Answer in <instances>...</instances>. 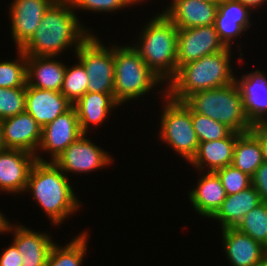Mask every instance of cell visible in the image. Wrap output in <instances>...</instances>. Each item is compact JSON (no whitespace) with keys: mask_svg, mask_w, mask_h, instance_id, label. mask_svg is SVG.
Instances as JSON below:
<instances>
[{"mask_svg":"<svg viewBox=\"0 0 267 266\" xmlns=\"http://www.w3.org/2000/svg\"><path fill=\"white\" fill-rule=\"evenodd\" d=\"M81 25L69 0H55L21 50L26 56L57 57L64 49L74 46L76 52L91 35L90 30Z\"/></svg>","mask_w":267,"mask_h":266,"instance_id":"obj_1","label":"cell"},{"mask_svg":"<svg viewBox=\"0 0 267 266\" xmlns=\"http://www.w3.org/2000/svg\"><path fill=\"white\" fill-rule=\"evenodd\" d=\"M203 56L180 66L175 76L165 83L166 95L175 101L183 102L189 95L229 85L235 82L231 69V49Z\"/></svg>","mask_w":267,"mask_h":266,"instance_id":"obj_2","label":"cell"},{"mask_svg":"<svg viewBox=\"0 0 267 266\" xmlns=\"http://www.w3.org/2000/svg\"><path fill=\"white\" fill-rule=\"evenodd\" d=\"M69 178L53 162L36 161L29 173L26 191L44 210L53 225H58L79 209Z\"/></svg>","mask_w":267,"mask_h":266,"instance_id":"obj_3","label":"cell"},{"mask_svg":"<svg viewBox=\"0 0 267 266\" xmlns=\"http://www.w3.org/2000/svg\"><path fill=\"white\" fill-rule=\"evenodd\" d=\"M148 22L140 34V44L133 45V48L146 65L163 82L166 80L168 83L178 70V28L163 12Z\"/></svg>","mask_w":267,"mask_h":266,"instance_id":"obj_4","label":"cell"},{"mask_svg":"<svg viewBox=\"0 0 267 266\" xmlns=\"http://www.w3.org/2000/svg\"><path fill=\"white\" fill-rule=\"evenodd\" d=\"M183 102L193 113L218 121L233 132L246 133L253 126L245 115L243 99L235 82L191 94Z\"/></svg>","mask_w":267,"mask_h":266,"instance_id":"obj_5","label":"cell"},{"mask_svg":"<svg viewBox=\"0 0 267 266\" xmlns=\"http://www.w3.org/2000/svg\"><path fill=\"white\" fill-rule=\"evenodd\" d=\"M163 81L131 47L114 45V99L121 105L143 96Z\"/></svg>","mask_w":267,"mask_h":266,"instance_id":"obj_6","label":"cell"},{"mask_svg":"<svg viewBox=\"0 0 267 266\" xmlns=\"http://www.w3.org/2000/svg\"><path fill=\"white\" fill-rule=\"evenodd\" d=\"M163 91L166 104L161 112L159 138L190 162L199 145L191 120V110L184 102L172 100L166 95V90Z\"/></svg>","mask_w":267,"mask_h":266,"instance_id":"obj_7","label":"cell"},{"mask_svg":"<svg viewBox=\"0 0 267 266\" xmlns=\"http://www.w3.org/2000/svg\"><path fill=\"white\" fill-rule=\"evenodd\" d=\"M76 55L88 76V92L114 96V45L105 47L98 37L90 35Z\"/></svg>","mask_w":267,"mask_h":266,"instance_id":"obj_8","label":"cell"},{"mask_svg":"<svg viewBox=\"0 0 267 266\" xmlns=\"http://www.w3.org/2000/svg\"><path fill=\"white\" fill-rule=\"evenodd\" d=\"M81 135L72 142L53 163L66 175L67 172L88 173L111 164L113 159L108 152Z\"/></svg>","mask_w":267,"mask_h":266,"instance_id":"obj_9","label":"cell"},{"mask_svg":"<svg viewBox=\"0 0 267 266\" xmlns=\"http://www.w3.org/2000/svg\"><path fill=\"white\" fill-rule=\"evenodd\" d=\"M214 25L178 29L177 66L224 50Z\"/></svg>","mask_w":267,"mask_h":266,"instance_id":"obj_10","label":"cell"},{"mask_svg":"<svg viewBox=\"0 0 267 266\" xmlns=\"http://www.w3.org/2000/svg\"><path fill=\"white\" fill-rule=\"evenodd\" d=\"M3 141L7 149H20L35 155L36 161L46 162L37 152L42 127L26 111L1 120Z\"/></svg>","mask_w":267,"mask_h":266,"instance_id":"obj_11","label":"cell"},{"mask_svg":"<svg viewBox=\"0 0 267 266\" xmlns=\"http://www.w3.org/2000/svg\"><path fill=\"white\" fill-rule=\"evenodd\" d=\"M83 133L74 106L42 127L41 141L37 151H48L53 162L72 142Z\"/></svg>","mask_w":267,"mask_h":266,"instance_id":"obj_12","label":"cell"},{"mask_svg":"<svg viewBox=\"0 0 267 266\" xmlns=\"http://www.w3.org/2000/svg\"><path fill=\"white\" fill-rule=\"evenodd\" d=\"M55 0H13L10 4L11 34L17 50L34 35L50 5Z\"/></svg>","mask_w":267,"mask_h":266,"instance_id":"obj_13","label":"cell"},{"mask_svg":"<svg viewBox=\"0 0 267 266\" xmlns=\"http://www.w3.org/2000/svg\"><path fill=\"white\" fill-rule=\"evenodd\" d=\"M35 162V155L24 150L6 149L0 152V190L9 193L24 192Z\"/></svg>","mask_w":267,"mask_h":266,"instance_id":"obj_14","label":"cell"},{"mask_svg":"<svg viewBox=\"0 0 267 266\" xmlns=\"http://www.w3.org/2000/svg\"><path fill=\"white\" fill-rule=\"evenodd\" d=\"M219 1L172 0L163 13L178 29L214 25Z\"/></svg>","mask_w":267,"mask_h":266,"instance_id":"obj_15","label":"cell"},{"mask_svg":"<svg viewBox=\"0 0 267 266\" xmlns=\"http://www.w3.org/2000/svg\"><path fill=\"white\" fill-rule=\"evenodd\" d=\"M72 106L73 104L61 92L38 89L26 84L25 111L41 127L52 122Z\"/></svg>","mask_w":267,"mask_h":266,"instance_id":"obj_16","label":"cell"},{"mask_svg":"<svg viewBox=\"0 0 267 266\" xmlns=\"http://www.w3.org/2000/svg\"><path fill=\"white\" fill-rule=\"evenodd\" d=\"M235 83L243 99V108L252 125L265 123L267 117V77L261 70L250 72Z\"/></svg>","mask_w":267,"mask_h":266,"instance_id":"obj_17","label":"cell"},{"mask_svg":"<svg viewBox=\"0 0 267 266\" xmlns=\"http://www.w3.org/2000/svg\"><path fill=\"white\" fill-rule=\"evenodd\" d=\"M249 10L253 11L240 1L219 0L214 26L226 47L252 25Z\"/></svg>","mask_w":267,"mask_h":266,"instance_id":"obj_18","label":"cell"},{"mask_svg":"<svg viewBox=\"0 0 267 266\" xmlns=\"http://www.w3.org/2000/svg\"><path fill=\"white\" fill-rule=\"evenodd\" d=\"M14 233L13 243L22 255V266H45L53 239L47 233L35 232L22 225H11L9 222L6 232Z\"/></svg>","mask_w":267,"mask_h":266,"instance_id":"obj_19","label":"cell"},{"mask_svg":"<svg viewBox=\"0 0 267 266\" xmlns=\"http://www.w3.org/2000/svg\"><path fill=\"white\" fill-rule=\"evenodd\" d=\"M223 247L231 266H255L267 249L235 227L222 229Z\"/></svg>","mask_w":267,"mask_h":266,"instance_id":"obj_20","label":"cell"},{"mask_svg":"<svg viewBox=\"0 0 267 266\" xmlns=\"http://www.w3.org/2000/svg\"><path fill=\"white\" fill-rule=\"evenodd\" d=\"M198 179V185L189 192L193 208L203 217L212 218L226 199V192L218 174L207 171Z\"/></svg>","mask_w":267,"mask_h":266,"instance_id":"obj_21","label":"cell"},{"mask_svg":"<svg viewBox=\"0 0 267 266\" xmlns=\"http://www.w3.org/2000/svg\"><path fill=\"white\" fill-rule=\"evenodd\" d=\"M53 56H27V84L38 89L60 92L66 65Z\"/></svg>","mask_w":267,"mask_h":266,"instance_id":"obj_22","label":"cell"},{"mask_svg":"<svg viewBox=\"0 0 267 266\" xmlns=\"http://www.w3.org/2000/svg\"><path fill=\"white\" fill-rule=\"evenodd\" d=\"M241 133L232 132L228 137L219 140L205 141L198 145L196 155L190 163L204 171H216L220 168L231 165L236 139Z\"/></svg>","mask_w":267,"mask_h":266,"instance_id":"obj_23","label":"cell"},{"mask_svg":"<svg viewBox=\"0 0 267 266\" xmlns=\"http://www.w3.org/2000/svg\"><path fill=\"white\" fill-rule=\"evenodd\" d=\"M120 105L112 94L86 92L73 106L79 119L80 130L87 134L89 125H99ZM112 109V110H111Z\"/></svg>","mask_w":267,"mask_h":266,"instance_id":"obj_24","label":"cell"},{"mask_svg":"<svg viewBox=\"0 0 267 266\" xmlns=\"http://www.w3.org/2000/svg\"><path fill=\"white\" fill-rule=\"evenodd\" d=\"M262 203L254 186L233 195H227L220 209L212 217L221 223V229L236 227L243 217L253 208Z\"/></svg>","mask_w":267,"mask_h":266,"instance_id":"obj_25","label":"cell"},{"mask_svg":"<svg viewBox=\"0 0 267 266\" xmlns=\"http://www.w3.org/2000/svg\"><path fill=\"white\" fill-rule=\"evenodd\" d=\"M263 162L259 140L250 131L241 133L236 139L231 165L252 177Z\"/></svg>","mask_w":267,"mask_h":266,"instance_id":"obj_26","label":"cell"},{"mask_svg":"<svg viewBox=\"0 0 267 266\" xmlns=\"http://www.w3.org/2000/svg\"><path fill=\"white\" fill-rule=\"evenodd\" d=\"M88 234L84 232L72 239L64 247L54 243L45 266H81L86 255Z\"/></svg>","mask_w":267,"mask_h":266,"instance_id":"obj_27","label":"cell"},{"mask_svg":"<svg viewBox=\"0 0 267 266\" xmlns=\"http://www.w3.org/2000/svg\"><path fill=\"white\" fill-rule=\"evenodd\" d=\"M235 228L267 249V202L251 209Z\"/></svg>","mask_w":267,"mask_h":266,"instance_id":"obj_28","label":"cell"},{"mask_svg":"<svg viewBox=\"0 0 267 266\" xmlns=\"http://www.w3.org/2000/svg\"><path fill=\"white\" fill-rule=\"evenodd\" d=\"M78 64L68 67L64 75L61 93L75 104L88 91V76L85 67L78 60Z\"/></svg>","mask_w":267,"mask_h":266,"instance_id":"obj_29","label":"cell"},{"mask_svg":"<svg viewBox=\"0 0 267 266\" xmlns=\"http://www.w3.org/2000/svg\"><path fill=\"white\" fill-rule=\"evenodd\" d=\"M17 52L19 54L17 60L0 62V87H26L27 56L21 49Z\"/></svg>","mask_w":267,"mask_h":266,"instance_id":"obj_30","label":"cell"},{"mask_svg":"<svg viewBox=\"0 0 267 266\" xmlns=\"http://www.w3.org/2000/svg\"><path fill=\"white\" fill-rule=\"evenodd\" d=\"M191 120L199 143L226 138L233 132L224 124L192 111Z\"/></svg>","mask_w":267,"mask_h":266,"instance_id":"obj_31","label":"cell"},{"mask_svg":"<svg viewBox=\"0 0 267 266\" xmlns=\"http://www.w3.org/2000/svg\"><path fill=\"white\" fill-rule=\"evenodd\" d=\"M26 87H0V121L25 112Z\"/></svg>","mask_w":267,"mask_h":266,"instance_id":"obj_32","label":"cell"},{"mask_svg":"<svg viewBox=\"0 0 267 266\" xmlns=\"http://www.w3.org/2000/svg\"><path fill=\"white\" fill-rule=\"evenodd\" d=\"M225 189L226 195H233L252 185L251 177L232 165L215 171Z\"/></svg>","mask_w":267,"mask_h":266,"instance_id":"obj_33","label":"cell"},{"mask_svg":"<svg viewBox=\"0 0 267 266\" xmlns=\"http://www.w3.org/2000/svg\"><path fill=\"white\" fill-rule=\"evenodd\" d=\"M72 8H78L85 10H92L95 12H113L115 10H120L122 8L128 7L132 4H137L138 2H143L145 0H69Z\"/></svg>","mask_w":267,"mask_h":266,"instance_id":"obj_34","label":"cell"},{"mask_svg":"<svg viewBox=\"0 0 267 266\" xmlns=\"http://www.w3.org/2000/svg\"><path fill=\"white\" fill-rule=\"evenodd\" d=\"M254 186L260 195L262 202H267V162H263L251 177Z\"/></svg>","mask_w":267,"mask_h":266,"instance_id":"obj_35","label":"cell"},{"mask_svg":"<svg viewBox=\"0 0 267 266\" xmlns=\"http://www.w3.org/2000/svg\"><path fill=\"white\" fill-rule=\"evenodd\" d=\"M22 255L18 252L16 245L12 242L0 255V266H22Z\"/></svg>","mask_w":267,"mask_h":266,"instance_id":"obj_36","label":"cell"},{"mask_svg":"<svg viewBox=\"0 0 267 266\" xmlns=\"http://www.w3.org/2000/svg\"><path fill=\"white\" fill-rule=\"evenodd\" d=\"M250 132L259 140L261 145L264 162H267V124H254Z\"/></svg>","mask_w":267,"mask_h":266,"instance_id":"obj_37","label":"cell"},{"mask_svg":"<svg viewBox=\"0 0 267 266\" xmlns=\"http://www.w3.org/2000/svg\"><path fill=\"white\" fill-rule=\"evenodd\" d=\"M240 1L244 6H247L250 9H255L258 6L262 7L267 0H237ZM252 7V8H251Z\"/></svg>","mask_w":267,"mask_h":266,"instance_id":"obj_38","label":"cell"},{"mask_svg":"<svg viewBox=\"0 0 267 266\" xmlns=\"http://www.w3.org/2000/svg\"><path fill=\"white\" fill-rule=\"evenodd\" d=\"M9 223V220L6 219V217L1 213L0 210V233H6V228Z\"/></svg>","mask_w":267,"mask_h":266,"instance_id":"obj_39","label":"cell"},{"mask_svg":"<svg viewBox=\"0 0 267 266\" xmlns=\"http://www.w3.org/2000/svg\"><path fill=\"white\" fill-rule=\"evenodd\" d=\"M6 146L3 141V133H2V127H1V121H0V152L6 150Z\"/></svg>","mask_w":267,"mask_h":266,"instance_id":"obj_40","label":"cell"},{"mask_svg":"<svg viewBox=\"0 0 267 266\" xmlns=\"http://www.w3.org/2000/svg\"><path fill=\"white\" fill-rule=\"evenodd\" d=\"M255 266H267V254Z\"/></svg>","mask_w":267,"mask_h":266,"instance_id":"obj_41","label":"cell"},{"mask_svg":"<svg viewBox=\"0 0 267 266\" xmlns=\"http://www.w3.org/2000/svg\"><path fill=\"white\" fill-rule=\"evenodd\" d=\"M201 1H219V0H201Z\"/></svg>","mask_w":267,"mask_h":266,"instance_id":"obj_42","label":"cell"}]
</instances>
